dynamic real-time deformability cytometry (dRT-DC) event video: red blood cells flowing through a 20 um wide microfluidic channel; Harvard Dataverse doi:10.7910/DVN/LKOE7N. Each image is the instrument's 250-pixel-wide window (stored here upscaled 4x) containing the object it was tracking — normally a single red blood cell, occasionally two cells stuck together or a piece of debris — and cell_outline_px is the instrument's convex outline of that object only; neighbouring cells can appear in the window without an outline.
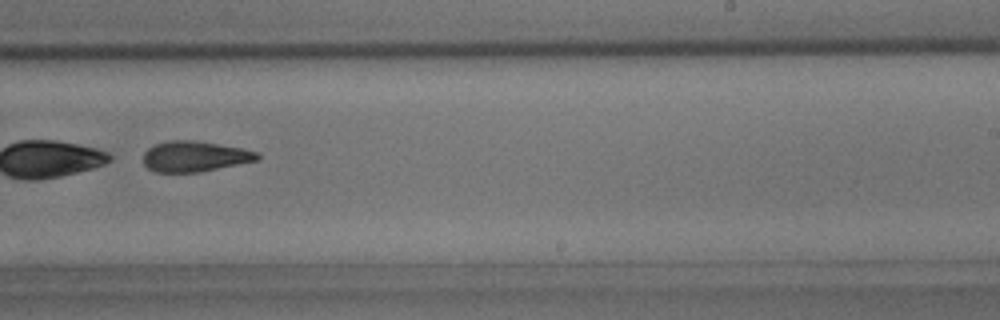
{"species": "common noctule bat (a hibernating species)", "species_latin": "Nyctalus noctula", "temperature_condition": "room temperature", "stored_images_in_passage": 44, "camera_frame_rate_fps": 3000, "um_per_image_px": 0.085, "animal": {"sex": "male", "body_mass_g": 15.6}, "frame": {"image": 1, "passage_image": 28, "time_ms": 9.0, "image_size_px": [1000, 320], "cell_outline_px": [[260, 160], [200, 172], [156, 172], [148, 168], [144, 164], [144, 152], [148, 148], [156, 144], [168, 140], [192, 140], [240, 148], [260, 152]], "centroid_in_image_um": [16.57, 13.3], "position_along_channel_um": 272.4, "area_um2": 20.29}}